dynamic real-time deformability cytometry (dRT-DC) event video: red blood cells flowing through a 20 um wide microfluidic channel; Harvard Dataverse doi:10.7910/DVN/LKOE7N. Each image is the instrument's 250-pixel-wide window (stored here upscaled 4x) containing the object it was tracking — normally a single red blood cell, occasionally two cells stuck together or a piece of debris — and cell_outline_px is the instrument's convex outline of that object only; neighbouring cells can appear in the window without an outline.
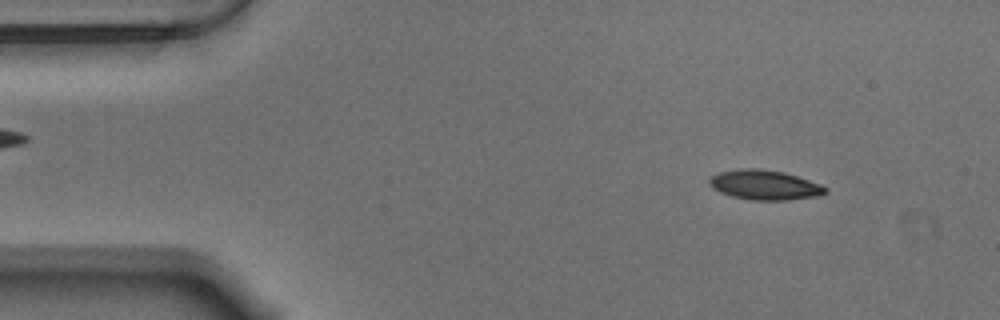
{"species": "Egyptian fruit bat (a non-hibernating species)", "species_latin": "Rousettus aegyptiacus", "temperature_condition": "warm", "stored_images_in_passage": 56, "camera_frame_rate_fps": 3000, "um_per_image_px": 0.085, "animal": {"sex": "male"}, "frame": {"image": 1, "passage_image": 6, "time_ms": 1.667, "image_size_px": [1000, 320], "cell_outline_px": [[828, 192], [816, 196], [788, 200], [752, 200], [732, 196], [720, 192], [712, 188], [708, 184], [708, 180], [712, 176], [720, 172], [740, 168], [760, 168], [784, 172], [820, 184], [828, 188]], "centroid_in_image_um": [64.98, 15.71], "position_along_channel_um": 20.0, "area_um2": 20.11}}
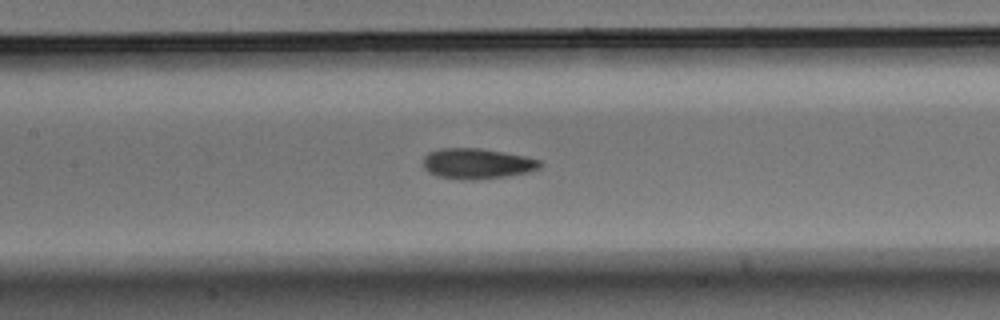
{"frame": {"image": 2, "passage_image": 25, "time_ms": 8.0, "image_size_px": [1000, 320], "cell_outline_px": [[544, 164], [540, 168], [528, 172], [508, 176], [476, 180], [460, 180], [436, 176], [428, 172], [424, 168], [424, 156], [428, 152], [440, 148], [480, 148], [524, 156], [540, 160]], "centroid_in_image_um": [40.54, 13.92], "position_along_channel_um": 166.9, "area_um2": 20.98}}
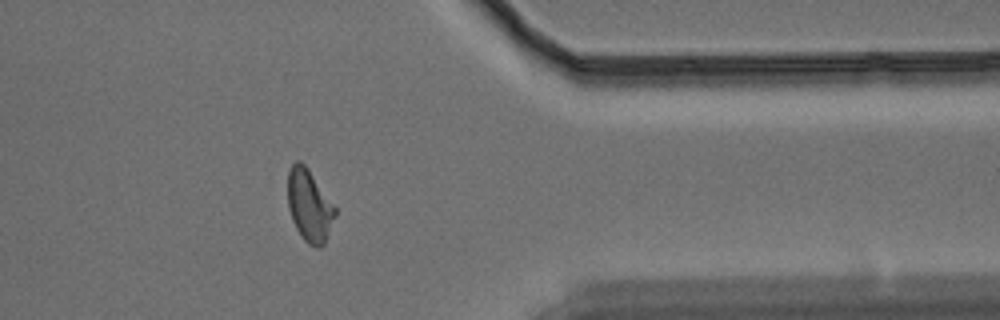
{"frame": {"image": 3, "passage_image": 45, "time_ms": 14.667, "image_size_px": [1000, 320], "cell_outline_px": [[336, 216], [324, 244], [320, 248], [316, 248], [308, 244], [304, 240], [296, 228], [292, 220], [288, 208], [288, 172], [292, 164], [296, 160], [300, 160], [308, 168], [336, 208]], "centroid_in_image_um": [26.29, 17.48], "position_along_channel_um": 385.1, "area_um2": 19.94}, "authors_computed_cell_mechanics": {"area_um2": 19.9988, "velocity_mm_per_s": 3.5254, "shape_relaxation_time_tau1_ms": 4.3754, "shape_relaxation_time_tau2_ms": 2.1347, "deformation_change_tau1": 0.1586, "deformation_change_tau2": 0.0883}}